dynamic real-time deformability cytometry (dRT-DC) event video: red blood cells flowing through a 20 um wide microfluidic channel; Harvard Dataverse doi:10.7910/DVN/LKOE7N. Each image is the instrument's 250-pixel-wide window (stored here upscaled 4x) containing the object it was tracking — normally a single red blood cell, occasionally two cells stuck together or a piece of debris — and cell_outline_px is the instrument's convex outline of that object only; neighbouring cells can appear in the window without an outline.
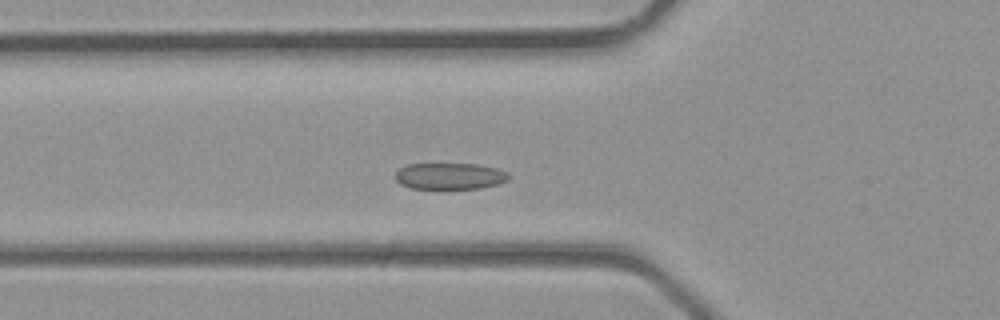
{"species": "common noctule bat (a hibernating species)", "species_latin": "Nyctalus noctula", "temperature_condition": "room temperature", "stored_images_in_passage": 29, "camera_frame_rate_fps": 3000, "um_per_image_px": 0.085, "animal": {"sex": "male", "body_mass_g": 23.1, "forearm_length_mm": 52.7}, "frame": {"image": 1, "passage_image": 9, "time_ms": 2.667, "image_size_px": [1000, 320], "cell_outline_px": [[512, 176], [508, 180], [496, 184], [480, 188], [412, 188], [400, 184], [396, 180], [396, 172], [400, 168], [408, 164], [476, 164], [496, 168], [508, 172]], "centroid_in_image_um": [38.26, 14.96], "position_along_channel_um": 87.5, "area_um2": 17.34}}
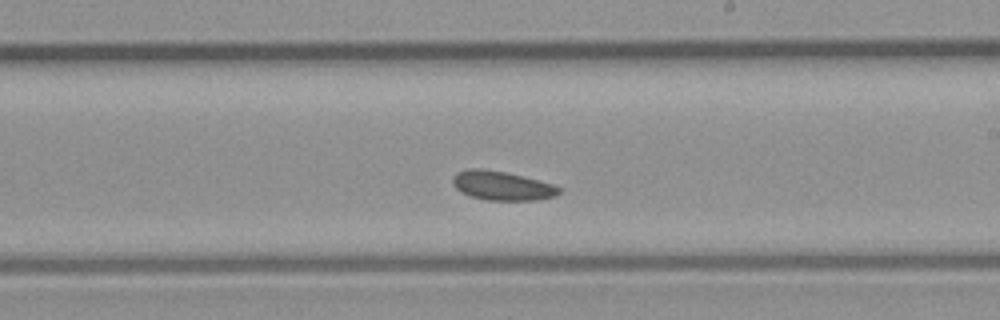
{"frame": {"image": 2, "passage_image": 18, "time_ms": 5.667, "image_size_px": [1000, 320], "cell_outline_px": [[564, 188], [556, 196], [536, 200], [488, 200], [472, 196], [460, 192], [452, 184], [452, 176], [456, 172], [468, 168], [484, 168], [504, 172], [540, 180], [556, 184]], "centroid_in_image_um": [42.69, 15.77], "position_along_channel_um": 246.3, "area_um2": 18.32}}
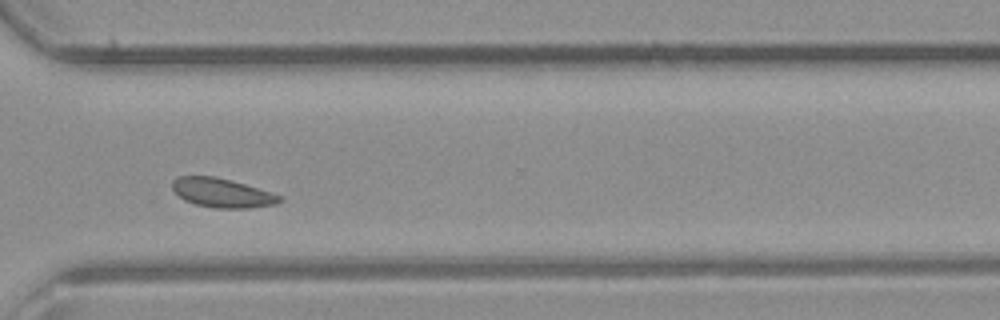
{"frame": {"image": 3, "passage_image": 24, "time_ms": 7.667, "image_size_px": [1000, 320], "cell_outline_px": [[284, 200], [276, 204], [248, 208], [216, 208], [196, 204], [184, 200], [172, 188], [172, 180], [180, 176], [216, 176], [232, 180], [272, 192], [280, 196]], "centroid_in_image_um": [18.9, 16.38], "position_along_channel_um": 351.7, "area_um2": 18.21}}